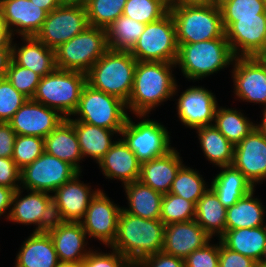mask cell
Masks as SVG:
<instances>
[{
	"mask_svg": "<svg viewBox=\"0 0 266 267\" xmlns=\"http://www.w3.org/2000/svg\"><path fill=\"white\" fill-rule=\"evenodd\" d=\"M174 67L175 63L137 61L127 111L132 115H149L156 107L164 105L163 102L174 99L178 84Z\"/></svg>",
	"mask_w": 266,
	"mask_h": 267,
	"instance_id": "6da1fadb",
	"label": "cell"
},
{
	"mask_svg": "<svg viewBox=\"0 0 266 267\" xmlns=\"http://www.w3.org/2000/svg\"><path fill=\"white\" fill-rule=\"evenodd\" d=\"M164 230L160 219H145L121 210L116 238L109 248L137 265L144 257L162 251Z\"/></svg>",
	"mask_w": 266,
	"mask_h": 267,
	"instance_id": "7a4b0ae2",
	"label": "cell"
},
{
	"mask_svg": "<svg viewBox=\"0 0 266 267\" xmlns=\"http://www.w3.org/2000/svg\"><path fill=\"white\" fill-rule=\"evenodd\" d=\"M176 67L192 82L202 80L233 64L234 54L224 35L192 44H178Z\"/></svg>",
	"mask_w": 266,
	"mask_h": 267,
	"instance_id": "3957f363",
	"label": "cell"
},
{
	"mask_svg": "<svg viewBox=\"0 0 266 267\" xmlns=\"http://www.w3.org/2000/svg\"><path fill=\"white\" fill-rule=\"evenodd\" d=\"M137 60L130 51L108 49L86 73L87 84L128 102Z\"/></svg>",
	"mask_w": 266,
	"mask_h": 267,
	"instance_id": "277c9868",
	"label": "cell"
},
{
	"mask_svg": "<svg viewBox=\"0 0 266 267\" xmlns=\"http://www.w3.org/2000/svg\"><path fill=\"white\" fill-rule=\"evenodd\" d=\"M169 11L174 19L178 44H192L225 35L221 11L215 5H175Z\"/></svg>",
	"mask_w": 266,
	"mask_h": 267,
	"instance_id": "5b68a950",
	"label": "cell"
},
{
	"mask_svg": "<svg viewBox=\"0 0 266 267\" xmlns=\"http://www.w3.org/2000/svg\"><path fill=\"white\" fill-rule=\"evenodd\" d=\"M86 84V73L56 68L41 77L32 99L70 118Z\"/></svg>",
	"mask_w": 266,
	"mask_h": 267,
	"instance_id": "8992f818",
	"label": "cell"
},
{
	"mask_svg": "<svg viewBox=\"0 0 266 267\" xmlns=\"http://www.w3.org/2000/svg\"><path fill=\"white\" fill-rule=\"evenodd\" d=\"M128 114L124 101L86 84L77 108L69 119L114 130L120 135ZM72 116L77 117L74 119Z\"/></svg>",
	"mask_w": 266,
	"mask_h": 267,
	"instance_id": "52a82bcc",
	"label": "cell"
},
{
	"mask_svg": "<svg viewBox=\"0 0 266 267\" xmlns=\"http://www.w3.org/2000/svg\"><path fill=\"white\" fill-rule=\"evenodd\" d=\"M135 117L141 121L135 123L128 115L119 136L141 163L163 156L174 148L170 132L161 122L150 119L148 114Z\"/></svg>",
	"mask_w": 266,
	"mask_h": 267,
	"instance_id": "ba28073f",
	"label": "cell"
},
{
	"mask_svg": "<svg viewBox=\"0 0 266 267\" xmlns=\"http://www.w3.org/2000/svg\"><path fill=\"white\" fill-rule=\"evenodd\" d=\"M108 49L106 29L88 26L54 50L56 67L87 73Z\"/></svg>",
	"mask_w": 266,
	"mask_h": 267,
	"instance_id": "9c48e42d",
	"label": "cell"
},
{
	"mask_svg": "<svg viewBox=\"0 0 266 267\" xmlns=\"http://www.w3.org/2000/svg\"><path fill=\"white\" fill-rule=\"evenodd\" d=\"M178 47L175 22L169 11L161 19L146 24L130 53L137 61L175 63Z\"/></svg>",
	"mask_w": 266,
	"mask_h": 267,
	"instance_id": "30bf717a",
	"label": "cell"
},
{
	"mask_svg": "<svg viewBox=\"0 0 266 267\" xmlns=\"http://www.w3.org/2000/svg\"><path fill=\"white\" fill-rule=\"evenodd\" d=\"M77 173L79 171L73 165L44 151L40 157L21 169L20 187L24 191H44L52 194Z\"/></svg>",
	"mask_w": 266,
	"mask_h": 267,
	"instance_id": "8fae6325",
	"label": "cell"
},
{
	"mask_svg": "<svg viewBox=\"0 0 266 267\" xmlns=\"http://www.w3.org/2000/svg\"><path fill=\"white\" fill-rule=\"evenodd\" d=\"M89 26L86 8L61 5L47 14L36 38L52 50L83 32Z\"/></svg>",
	"mask_w": 266,
	"mask_h": 267,
	"instance_id": "7c38bea8",
	"label": "cell"
},
{
	"mask_svg": "<svg viewBox=\"0 0 266 267\" xmlns=\"http://www.w3.org/2000/svg\"><path fill=\"white\" fill-rule=\"evenodd\" d=\"M23 192L21 187L14 191L7 221L25 226H36L33 232H46L56 221L52 194L27 190L28 193L24 196Z\"/></svg>",
	"mask_w": 266,
	"mask_h": 267,
	"instance_id": "4fadbf2b",
	"label": "cell"
},
{
	"mask_svg": "<svg viewBox=\"0 0 266 267\" xmlns=\"http://www.w3.org/2000/svg\"><path fill=\"white\" fill-rule=\"evenodd\" d=\"M178 86L180 85H176L173 95L179 96L175 102L178 121L190 129L213 125L218 102L212 90L209 91L204 86H190L178 95Z\"/></svg>",
	"mask_w": 266,
	"mask_h": 267,
	"instance_id": "5bb4252c",
	"label": "cell"
},
{
	"mask_svg": "<svg viewBox=\"0 0 266 267\" xmlns=\"http://www.w3.org/2000/svg\"><path fill=\"white\" fill-rule=\"evenodd\" d=\"M100 189L91 199L84 218L80 221L88 239H98L100 244L110 247L117 234L118 218L122 207H119Z\"/></svg>",
	"mask_w": 266,
	"mask_h": 267,
	"instance_id": "9a60e30c",
	"label": "cell"
},
{
	"mask_svg": "<svg viewBox=\"0 0 266 267\" xmlns=\"http://www.w3.org/2000/svg\"><path fill=\"white\" fill-rule=\"evenodd\" d=\"M231 72L238 99L266 107V69L256 57H235Z\"/></svg>",
	"mask_w": 266,
	"mask_h": 267,
	"instance_id": "2e32d148",
	"label": "cell"
},
{
	"mask_svg": "<svg viewBox=\"0 0 266 267\" xmlns=\"http://www.w3.org/2000/svg\"><path fill=\"white\" fill-rule=\"evenodd\" d=\"M81 173H77L52 193L55 220L80 222L86 214L91 199L100 190V188L91 189L89 183L81 181Z\"/></svg>",
	"mask_w": 266,
	"mask_h": 267,
	"instance_id": "e0dca14e",
	"label": "cell"
},
{
	"mask_svg": "<svg viewBox=\"0 0 266 267\" xmlns=\"http://www.w3.org/2000/svg\"><path fill=\"white\" fill-rule=\"evenodd\" d=\"M225 36L235 57H255L266 51V14L237 18Z\"/></svg>",
	"mask_w": 266,
	"mask_h": 267,
	"instance_id": "ac0fdd59",
	"label": "cell"
},
{
	"mask_svg": "<svg viewBox=\"0 0 266 267\" xmlns=\"http://www.w3.org/2000/svg\"><path fill=\"white\" fill-rule=\"evenodd\" d=\"M232 166L256 188L266 180V135L257 126L236 146Z\"/></svg>",
	"mask_w": 266,
	"mask_h": 267,
	"instance_id": "d6986e66",
	"label": "cell"
},
{
	"mask_svg": "<svg viewBox=\"0 0 266 267\" xmlns=\"http://www.w3.org/2000/svg\"><path fill=\"white\" fill-rule=\"evenodd\" d=\"M64 119L66 118L57 110L51 109L33 99H27L8 123L16 135L45 138Z\"/></svg>",
	"mask_w": 266,
	"mask_h": 267,
	"instance_id": "ffe728a7",
	"label": "cell"
},
{
	"mask_svg": "<svg viewBox=\"0 0 266 267\" xmlns=\"http://www.w3.org/2000/svg\"><path fill=\"white\" fill-rule=\"evenodd\" d=\"M46 232L60 262H82L93 250L87 247L88 236L81 222L56 220Z\"/></svg>",
	"mask_w": 266,
	"mask_h": 267,
	"instance_id": "44dd1931",
	"label": "cell"
},
{
	"mask_svg": "<svg viewBox=\"0 0 266 267\" xmlns=\"http://www.w3.org/2000/svg\"><path fill=\"white\" fill-rule=\"evenodd\" d=\"M4 24L12 36H36L46 19L47 12L31 0H0Z\"/></svg>",
	"mask_w": 266,
	"mask_h": 267,
	"instance_id": "7402d4cb",
	"label": "cell"
},
{
	"mask_svg": "<svg viewBox=\"0 0 266 267\" xmlns=\"http://www.w3.org/2000/svg\"><path fill=\"white\" fill-rule=\"evenodd\" d=\"M210 240L212 238L195 219L187 222L170 223L165 225L162 252L185 259Z\"/></svg>",
	"mask_w": 266,
	"mask_h": 267,
	"instance_id": "603a6c76",
	"label": "cell"
},
{
	"mask_svg": "<svg viewBox=\"0 0 266 267\" xmlns=\"http://www.w3.org/2000/svg\"><path fill=\"white\" fill-rule=\"evenodd\" d=\"M97 164L106 179H118L122 185L137 181L140 178L141 162L122 138L115 140Z\"/></svg>",
	"mask_w": 266,
	"mask_h": 267,
	"instance_id": "cb8c5ba5",
	"label": "cell"
},
{
	"mask_svg": "<svg viewBox=\"0 0 266 267\" xmlns=\"http://www.w3.org/2000/svg\"><path fill=\"white\" fill-rule=\"evenodd\" d=\"M183 164L180 152L173 148L163 156L141 163L139 180L163 195L168 194Z\"/></svg>",
	"mask_w": 266,
	"mask_h": 267,
	"instance_id": "d4e9b609",
	"label": "cell"
},
{
	"mask_svg": "<svg viewBox=\"0 0 266 267\" xmlns=\"http://www.w3.org/2000/svg\"><path fill=\"white\" fill-rule=\"evenodd\" d=\"M20 39L21 45L12 41V60L17 65L30 69L41 77L57 68L54 50L44 45L35 36Z\"/></svg>",
	"mask_w": 266,
	"mask_h": 267,
	"instance_id": "484cf974",
	"label": "cell"
},
{
	"mask_svg": "<svg viewBox=\"0 0 266 267\" xmlns=\"http://www.w3.org/2000/svg\"><path fill=\"white\" fill-rule=\"evenodd\" d=\"M44 151L61 161L70 163L79 172L83 161L74 121L64 119L48 136L44 138Z\"/></svg>",
	"mask_w": 266,
	"mask_h": 267,
	"instance_id": "4316f807",
	"label": "cell"
},
{
	"mask_svg": "<svg viewBox=\"0 0 266 267\" xmlns=\"http://www.w3.org/2000/svg\"><path fill=\"white\" fill-rule=\"evenodd\" d=\"M14 267H58L60 261L47 232H32L23 241Z\"/></svg>",
	"mask_w": 266,
	"mask_h": 267,
	"instance_id": "83f0119b",
	"label": "cell"
},
{
	"mask_svg": "<svg viewBox=\"0 0 266 267\" xmlns=\"http://www.w3.org/2000/svg\"><path fill=\"white\" fill-rule=\"evenodd\" d=\"M128 207L123 211L145 219H160L163 194L140 180L123 185Z\"/></svg>",
	"mask_w": 266,
	"mask_h": 267,
	"instance_id": "f1b7e54d",
	"label": "cell"
},
{
	"mask_svg": "<svg viewBox=\"0 0 266 267\" xmlns=\"http://www.w3.org/2000/svg\"><path fill=\"white\" fill-rule=\"evenodd\" d=\"M256 189L239 199L226 211V230L254 228L266 225V207L255 196ZM256 197V198H255Z\"/></svg>",
	"mask_w": 266,
	"mask_h": 267,
	"instance_id": "f546056e",
	"label": "cell"
},
{
	"mask_svg": "<svg viewBox=\"0 0 266 267\" xmlns=\"http://www.w3.org/2000/svg\"><path fill=\"white\" fill-rule=\"evenodd\" d=\"M219 168H221L219 173L212 178L210 189L217 195L219 201L228 208L247 195L254 187L243 173L232 165Z\"/></svg>",
	"mask_w": 266,
	"mask_h": 267,
	"instance_id": "4dcf8cb0",
	"label": "cell"
},
{
	"mask_svg": "<svg viewBox=\"0 0 266 267\" xmlns=\"http://www.w3.org/2000/svg\"><path fill=\"white\" fill-rule=\"evenodd\" d=\"M219 239L226 248L259 263L266 245V225L226 230Z\"/></svg>",
	"mask_w": 266,
	"mask_h": 267,
	"instance_id": "1f68e13d",
	"label": "cell"
},
{
	"mask_svg": "<svg viewBox=\"0 0 266 267\" xmlns=\"http://www.w3.org/2000/svg\"><path fill=\"white\" fill-rule=\"evenodd\" d=\"M74 129L78 137L83 159L91 157L98 163L119 136L114 130L93 126L81 121H74ZM113 140V141H112Z\"/></svg>",
	"mask_w": 266,
	"mask_h": 267,
	"instance_id": "d6a6232c",
	"label": "cell"
},
{
	"mask_svg": "<svg viewBox=\"0 0 266 267\" xmlns=\"http://www.w3.org/2000/svg\"><path fill=\"white\" fill-rule=\"evenodd\" d=\"M227 208L209 188L195 206V220L212 238L219 239L226 231Z\"/></svg>",
	"mask_w": 266,
	"mask_h": 267,
	"instance_id": "836d02e7",
	"label": "cell"
},
{
	"mask_svg": "<svg viewBox=\"0 0 266 267\" xmlns=\"http://www.w3.org/2000/svg\"><path fill=\"white\" fill-rule=\"evenodd\" d=\"M195 130L206 160L216 167L232 165L234 145L214 125L201 126Z\"/></svg>",
	"mask_w": 266,
	"mask_h": 267,
	"instance_id": "e575fe53",
	"label": "cell"
},
{
	"mask_svg": "<svg viewBox=\"0 0 266 267\" xmlns=\"http://www.w3.org/2000/svg\"><path fill=\"white\" fill-rule=\"evenodd\" d=\"M242 110L235 108L220 107L218 105L213 125L229 140L234 146L239 144L255 127Z\"/></svg>",
	"mask_w": 266,
	"mask_h": 267,
	"instance_id": "d590c367",
	"label": "cell"
},
{
	"mask_svg": "<svg viewBox=\"0 0 266 267\" xmlns=\"http://www.w3.org/2000/svg\"><path fill=\"white\" fill-rule=\"evenodd\" d=\"M146 24L139 23L124 15L106 28L108 48L119 51H131L142 35Z\"/></svg>",
	"mask_w": 266,
	"mask_h": 267,
	"instance_id": "8d00e7d4",
	"label": "cell"
},
{
	"mask_svg": "<svg viewBox=\"0 0 266 267\" xmlns=\"http://www.w3.org/2000/svg\"><path fill=\"white\" fill-rule=\"evenodd\" d=\"M196 170L183 164L179 168L169 191L171 194L191 201L195 206L210 187L203 175H200L199 171Z\"/></svg>",
	"mask_w": 266,
	"mask_h": 267,
	"instance_id": "74e56055",
	"label": "cell"
},
{
	"mask_svg": "<svg viewBox=\"0 0 266 267\" xmlns=\"http://www.w3.org/2000/svg\"><path fill=\"white\" fill-rule=\"evenodd\" d=\"M127 0H88L85 8L89 26L106 29L123 14Z\"/></svg>",
	"mask_w": 266,
	"mask_h": 267,
	"instance_id": "f35d334b",
	"label": "cell"
},
{
	"mask_svg": "<svg viewBox=\"0 0 266 267\" xmlns=\"http://www.w3.org/2000/svg\"><path fill=\"white\" fill-rule=\"evenodd\" d=\"M223 26L226 30L237 18L257 17L266 14L264 0H219Z\"/></svg>",
	"mask_w": 266,
	"mask_h": 267,
	"instance_id": "ab89813d",
	"label": "cell"
},
{
	"mask_svg": "<svg viewBox=\"0 0 266 267\" xmlns=\"http://www.w3.org/2000/svg\"><path fill=\"white\" fill-rule=\"evenodd\" d=\"M169 8L164 0H127L122 15L148 24L164 17Z\"/></svg>",
	"mask_w": 266,
	"mask_h": 267,
	"instance_id": "60d3db41",
	"label": "cell"
},
{
	"mask_svg": "<svg viewBox=\"0 0 266 267\" xmlns=\"http://www.w3.org/2000/svg\"><path fill=\"white\" fill-rule=\"evenodd\" d=\"M195 219V205L178 195L164 194L160 220L164 225L187 222Z\"/></svg>",
	"mask_w": 266,
	"mask_h": 267,
	"instance_id": "b9f144b4",
	"label": "cell"
},
{
	"mask_svg": "<svg viewBox=\"0 0 266 267\" xmlns=\"http://www.w3.org/2000/svg\"><path fill=\"white\" fill-rule=\"evenodd\" d=\"M44 152V138L16 135L12 159L21 170L40 157Z\"/></svg>",
	"mask_w": 266,
	"mask_h": 267,
	"instance_id": "7bdbcfd3",
	"label": "cell"
},
{
	"mask_svg": "<svg viewBox=\"0 0 266 267\" xmlns=\"http://www.w3.org/2000/svg\"><path fill=\"white\" fill-rule=\"evenodd\" d=\"M6 79L9 80L18 92L22 93L28 99H32L41 76L30 69L17 65L12 60L7 70Z\"/></svg>",
	"mask_w": 266,
	"mask_h": 267,
	"instance_id": "ee69618b",
	"label": "cell"
},
{
	"mask_svg": "<svg viewBox=\"0 0 266 267\" xmlns=\"http://www.w3.org/2000/svg\"><path fill=\"white\" fill-rule=\"evenodd\" d=\"M6 78L0 81V122L8 123L16 111L27 101Z\"/></svg>",
	"mask_w": 266,
	"mask_h": 267,
	"instance_id": "f6af8a7d",
	"label": "cell"
},
{
	"mask_svg": "<svg viewBox=\"0 0 266 267\" xmlns=\"http://www.w3.org/2000/svg\"><path fill=\"white\" fill-rule=\"evenodd\" d=\"M107 253L92 250L82 261L83 267H133V265L118 251L110 248Z\"/></svg>",
	"mask_w": 266,
	"mask_h": 267,
	"instance_id": "bcb514c9",
	"label": "cell"
},
{
	"mask_svg": "<svg viewBox=\"0 0 266 267\" xmlns=\"http://www.w3.org/2000/svg\"><path fill=\"white\" fill-rule=\"evenodd\" d=\"M210 242L189 254L184 259L185 267H219V241Z\"/></svg>",
	"mask_w": 266,
	"mask_h": 267,
	"instance_id": "7dc6e473",
	"label": "cell"
},
{
	"mask_svg": "<svg viewBox=\"0 0 266 267\" xmlns=\"http://www.w3.org/2000/svg\"><path fill=\"white\" fill-rule=\"evenodd\" d=\"M219 240V267H258L252 258L226 248Z\"/></svg>",
	"mask_w": 266,
	"mask_h": 267,
	"instance_id": "c3c4849f",
	"label": "cell"
},
{
	"mask_svg": "<svg viewBox=\"0 0 266 267\" xmlns=\"http://www.w3.org/2000/svg\"><path fill=\"white\" fill-rule=\"evenodd\" d=\"M20 172L12 158L0 157V186L14 191L20 188Z\"/></svg>",
	"mask_w": 266,
	"mask_h": 267,
	"instance_id": "681fc988",
	"label": "cell"
},
{
	"mask_svg": "<svg viewBox=\"0 0 266 267\" xmlns=\"http://www.w3.org/2000/svg\"><path fill=\"white\" fill-rule=\"evenodd\" d=\"M137 267H185L183 258L172 256L164 252H157L144 257Z\"/></svg>",
	"mask_w": 266,
	"mask_h": 267,
	"instance_id": "f907efd6",
	"label": "cell"
},
{
	"mask_svg": "<svg viewBox=\"0 0 266 267\" xmlns=\"http://www.w3.org/2000/svg\"><path fill=\"white\" fill-rule=\"evenodd\" d=\"M15 138L10 124L0 122V157L12 158Z\"/></svg>",
	"mask_w": 266,
	"mask_h": 267,
	"instance_id": "816d5d0a",
	"label": "cell"
},
{
	"mask_svg": "<svg viewBox=\"0 0 266 267\" xmlns=\"http://www.w3.org/2000/svg\"><path fill=\"white\" fill-rule=\"evenodd\" d=\"M13 194H14L13 189L5 186H0V217H2L3 215V217L6 216L5 219H8L11 211Z\"/></svg>",
	"mask_w": 266,
	"mask_h": 267,
	"instance_id": "f5cc1de1",
	"label": "cell"
},
{
	"mask_svg": "<svg viewBox=\"0 0 266 267\" xmlns=\"http://www.w3.org/2000/svg\"><path fill=\"white\" fill-rule=\"evenodd\" d=\"M11 61L12 48H0V81L6 78Z\"/></svg>",
	"mask_w": 266,
	"mask_h": 267,
	"instance_id": "db71d44e",
	"label": "cell"
},
{
	"mask_svg": "<svg viewBox=\"0 0 266 267\" xmlns=\"http://www.w3.org/2000/svg\"><path fill=\"white\" fill-rule=\"evenodd\" d=\"M14 39L9 28L4 24L0 28V48H12V41Z\"/></svg>",
	"mask_w": 266,
	"mask_h": 267,
	"instance_id": "11a10c76",
	"label": "cell"
},
{
	"mask_svg": "<svg viewBox=\"0 0 266 267\" xmlns=\"http://www.w3.org/2000/svg\"><path fill=\"white\" fill-rule=\"evenodd\" d=\"M33 3L41 7L47 13L61 6L60 0H31Z\"/></svg>",
	"mask_w": 266,
	"mask_h": 267,
	"instance_id": "9f6ffc18",
	"label": "cell"
},
{
	"mask_svg": "<svg viewBox=\"0 0 266 267\" xmlns=\"http://www.w3.org/2000/svg\"><path fill=\"white\" fill-rule=\"evenodd\" d=\"M219 0H175V5H215Z\"/></svg>",
	"mask_w": 266,
	"mask_h": 267,
	"instance_id": "6f0895ef",
	"label": "cell"
},
{
	"mask_svg": "<svg viewBox=\"0 0 266 267\" xmlns=\"http://www.w3.org/2000/svg\"><path fill=\"white\" fill-rule=\"evenodd\" d=\"M261 111L263 116H261V122H259V124L257 122L256 126L264 135H266V107H264Z\"/></svg>",
	"mask_w": 266,
	"mask_h": 267,
	"instance_id": "680465c9",
	"label": "cell"
},
{
	"mask_svg": "<svg viewBox=\"0 0 266 267\" xmlns=\"http://www.w3.org/2000/svg\"><path fill=\"white\" fill-rule=\"evenodd\" d=\"M88 0H60L61 5H71V6H83L85 7Z\"/></svg>",
	"mask_w": 266,
	"mask_h": 267,
	"instance_id": "91938a15",
	"label": "cell"
},
{
	"mask_svg": "<svg viewBox=\"0 0 266 267\" xmlns=\"http://www.w3.org/2000/svg\"><path fill=\"white\" fill-rule=\"evenodd\" d=\"M58 267H83L82 262H60Z\"/></svg>",
	"mask_w": 266,
	"mask_h": 267,
	"instance_id": "94428289",
	"label": "cell"
},
{
	"mask_svg": "<svg viewBox=\"0 0 266 267\" xmlns=\"http://www.w3.org/2000/svg\"><path fill=\"white\" fill-rule=\"evenodd\" d=\"M255 57L261 62V64L266 69V51L258 53Z\"/></svg>",
	"mask_w": 266,
	"mask_h": 267,
	"instance_id": "6125c7cd",
	"label": "cell"
},
{
	"mask_svg": "<svg viewBox=\"0 0 266 267\" xmlns=\"http://www.w3.org/2000/svg\"><path fill=\"white\" fill-rule=\"evenodd\" d=\"M259 267H266V245H265V249L263 250L260 262L258 263Z\"/></svg>",
	"mask_w": 266,
	"mask_h": 267,
	"instance_id": "be15d7a7",
	"label": "cell"
},
{
	"mask_svg": "<svg viewBox=\"0 0 266 267\" xmlns=\"http://www.w3.org/2000/svg\"><path fill=\"white\" fill-rule=\"evenodd\" d=\"M4 25V20H3V12L2 8L0 6V28Z\"/></svg>",
	"mask_w": 266,
	"mask_h": 267,
	"instance_id": "e7e4bbea",
	"label": "cell"
},
{
	"mask_svg": "<svg viewBox=\"0 0 266 267\" xmlns=\"http://www.w3.org/2000/svg\"><path fill=\"white\" fill-rule=\"evenodd\" d=\"M169 6H175V0H164Z\"/></svg>",
	"mask_w": 266,
	"mask_h": 267,
	"instance_id": "03108f58",
	"label": "cell"
}]
</instances>
